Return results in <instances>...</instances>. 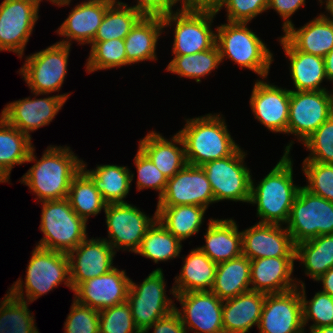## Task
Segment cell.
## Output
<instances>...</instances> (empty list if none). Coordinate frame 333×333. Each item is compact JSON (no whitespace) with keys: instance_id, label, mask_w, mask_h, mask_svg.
Returning a JSON list of instances; mask_svg holds the SVG:
<instances>
[{"instance_id":"1","label":"cell","mask_w":333,"mask_h":333,"mask_svg":"<svg viewBox=\"0 0 333 333\" xmlns=\"http://www.w3.org/2000/svg\"><path fill=\"white\" fill-rule=\"evenodd\" d=\"M33 146L28 162L35 164L21 177V184L28 186L38 202L63 199L68 196L73 178L81 171L83 160L68 146H48L40 160Z\"/></svg>"},{"instance_id":"2","label":"cell","mask_w":333,"mask_h":333,"mask_svg":"<svg viewBox=\"0 0 333 333\" xmlns=\"http://www.w3.org/2000/svg\"><path fill=\"white\" fill-rule=\"evenodd\" d=\"M287 144L284 154L276 166L258 184L251 180L250 204L257 205L259 223L286 225L291 207L301 186L293 182V160Z\"/></svg>"},{"instance_id":"3","label":"cell","mask_w":333,"mask_h":333,"mask_svg":"<svg viewBox=\"0 0 333 333\" xmlns=\"http://www.w3.org/2000/svg\"><path fill=\"white\" fill-rule=\"evenodd\" d=\"M220 114H207L186 119L178 131L184 147L187 164L202 166L207 162L232 155L240 146L235 143Z\"/></svg>"},{"instance_id":"4","label":"cell","mask_w":333,"mask_h":333,"mask_svg":"<svg viewBox=\"0 0 333 333\" xmlns=\"http://www.w3.org/2000/svg\"><path fill=\"white\" fill-rule=\"evenodd\" d=\"M248 23L228 22L215 30L216 45L221 62L231 59L241 69L247 68L257 73L262 79L267 78L273 62V53L267 45L247 27Z\"/></svg>"},{"instance_id":"5","label":"cell","mask_w":333,"mask_h":333,"mask_svg":"<svg viewBox=\"0 0 333 333\" xmlns=\"http://www.w3.org/2000/svg\"><path fill=\"white\" fill-rule=\"evenodd\" d=\"M62 282L72 290L68 255L36 246L26 269L25 281L20 277L9 292L18 299L32 303Z\"/></svg>"},{"instance_id":"6","label":"cell","mask_w":333,"mask_h":333,"mask_svg":"<svg viewBox=\"0 0 333 333\" xmlns=\"http://www.w3.org/2000/svg\"><path fill=\"white\" fill-rule=\"evenodd\" d=\"M38 247L68 254L88 237L87 222L72 209L68 198L43 201Z\"/></svg>"},{"instance_id":"7","label":"cell","mask_w":333,"mask_h":333,"mask_svg":"<svg viewBox=\"0 0 333 333\" xmlns=\"http://www.w3.org/2000/svg\"><path fill=\"white\" fill-rule=\"evenodd\" d=\"M286 229L295 245L320 235L333 234V202L302 186L292 204Z\"/></svg>"},{"instance_id":"8","label":"cell","mask_w":333,"mask_h":333,"mask_svg":"<svg viewBox=\"0 0 333 333\" xmlns=\"http://www.w3.org/2000/svg\"><path fill=\"white\" fill-rule=\"evenodd\" d=\"M246 154L238 148L228 157L201 166L211 184L215 203L223 200L250 202L252 176L244 163Z\"/></svg>"},{"instance_id":"9","label":"cell","mask_w":333,"mask_h":333,"mask_svg":"<svg viewBox=\"0 0 333 333\" xmlns=\"http://www.w3.org/2000/svg\"><path fill=\"white\" fill-rule=\"evenodd\" d=\"M163 275L162 269L157 268L140 285L131 279L127 302L134 323L141 333L175 310L174 300L167 298Z\"/></svg>"},{"instance_id":"10","label":"cell","mask_w":333,"mask_h":333,"mask_svg":"<svg viewBox=\"0 0 333 333\" xmlns=\"http://www.w3.org/2000/svg\"><path fill=\"white\" fill-rule=\"evenodd\" d=\"M217 13L189 11L181 7L162 18L163 27H172L174 55H189L212 48L216 44V32L212 22Z\"/></svg>"},{"instance_id":"11","label":"cell","mask_w":333,"mask_h":333,"mask_svg":"<svg viewBox=\"0 0 333 333\" xmlns=\"http://www.w3.org/2000/svg\"><path fill=\"white\" fill-rule=\"evenodd\" d=\"M71 46L55 44L26 57L19 70L31 92H59L67 74Z\"/></svg>"},{"instance_id":"12","label":"cell","mask_w":333,"mask_h":333,"mask_svg":"<svg viewBox=\"0 0 333 333\" xmlns=\"http://www.w3.org/2000/svg\"><path fill=\"white\" fill-rule=\"evenodd\" d=\"M108 239H105L115 250L136 252L147 230L157 220V211L152 218L141 212L135 205L125 203L107 204L104 210Z\"/></svg>"},{"instance_id":"13","label":"cell","mask_w":333,"mask_h":333,"mask_svg":"<svg viewBox=\"0 0 333 333\" xmlns=\"http://www.w3.org/2000/svg\"><path fill=\"white\" fill-rule=\"evenodd\" d=\"M331 91L290 89L287 134L297 136L302 143L328 120L333 115V90Z\"/></svg>"},{"instance_id":"14","label":"cell","mask_w":333,"mask_h":333,"mask_svg":"<svg viewBox=\"0 0 333 333\" xmlns=\"http://www.w3.org/2000/svg\"><path fill=\"white\" fill-rule=\"evenodd\" d=\"M39 0H3L0 4V51L24 55L39 18Z\"/></svg>"},{"instance_id":"15","label":"cell","mask_w":333,"mask_h":333,"mask_svg":"<svg viewBox=\"0 0 333 333\" xmlns=\"http://www.w3.org/2000/svg\"><path fill=\"white\" fill-rule=\"evenodd\" d=\"M181 310L175 307L187 333H224L223 301L212 291H192L175 294Z\"/></svg>"},{"instance_id":"16","label":"cell","mask_w":333,"mask_h":333,"mask_svg":"<svg viewBox=\"0 0 333 333\" xmlns=\"http://www.w3.org/2000/svg\"><path fill=\"white\" fill-rule=\"evenodd\" d=\"M32 93L35 98L28 97L7 103L0 115L29 138H31V132L52 122L70 96L68 93H63L36 99V96L47 95V93Z\"/></svg>"},{"instance_id":"17","label":"cell","mask_w":333,"mask_h":333,"mask_svg":"<svg viewBox=\"0 0 333 333\" xmlns=\"http://www.w3.org/2000/svg\"><path fill=\"white\" fill-rule=\"evenodd\" d=\"M215 203L211 184L201 166L186 164L167 180L157 206L196 205L208 208Z\"/></svg>"},{"instance_id":"18","label":"cell","mask_w":333,"mask_h":333,"mask_svg":"<svg viewBox=\"0 0 333 333\" xmlns=\"http://www.w3.org/2000/svg\"><path fill=\"white\" fill-rule=\"evenodd\" d=\"M258 328L259 333H304L299 288L266 294Z\"/></svg>"},{"instance_id":"19","label":"cell","mask_w":333,"mask_h":333,"mask_svg":"<svg viewBox=\"0 0 333 333\" xmlns=\"http://www.w3.org/2000/svg\"><path fill=\"white\" fill-rule=\"evenodd\" d=\"M67 255L72 291L80 283L104 275L115 268L113 258L116 250L103 238L87 237Z\"/></svg>"},{"instance_id":"20","label":"cell","mask_w":333,"mask_h":333,"mask_svg":"<svg viewBox=\"0 0 333 333\" xmlns=\"http://www.w3.org/2000/svg\"><path fill=\"white\" fill-rule=\"evenodd\" d=\"M131 279L125 270L115 267L110 272L80 283L74 299L95 310H103L127 301Z\"/></svg>"},{"instance_id":"21","label":"cell","mask_w":333,"mask_h":333,"mask_svg":"<svg viewBox=\"0 0 333 333\" xmlns=\"http://www.w3.org/2000/svg\"><path fill=\"white\" fill-rule=\"evenodd\" d=\"M255 118L274 133L287 134L290 90L256 80L250 97Z\"/></svg>"},{"instance_id":"22","label":"cell","mask_w":333,"mask_h":333,"mask_svg":"<svg viewBox=\"0 0 333 333\" xmlns=\"http://www.w3.org/2000/svg\"><path fill=\"white\" fill-rule=\"evenodd\" d=\"M241 233L242 255L250 260L295 257V244L283 225L258 222Z\"/></svg>"},{"instance_id":"23","label":"cell","mask_w":333,"mask_h":333,"mask_svg":"<svg viewBox=\"0 0 333 333\" xmlns=\"http://www.w3.org/2000/svg\"><path fill=\"white\" fill-rule=\"evenodd\" d=\"M115 0H85L72 8L71 13L57 29L60 36L66 37L59 43L71 46V41L78 44H90L94 39L108 7Z\"/></svg>"},{"instance_id":"24","label":"cell","mask_w":333,"mask_h":333,"mask_svg":"<svg viewBox=\"0 0 333 333\" xmlns=\"http://www.w3.org/2000/svg\"><path fill=\"white\" fill-rule=\"evenodd\" d=\"M295 257L250 260L251 290L264 294L282 293L298 287L291 277ZM295 282V283H294Z\"/></svg>"},{"instance_id":"25","label":"cell","mask_w":333,"mask_h":333,"mask_svg":"<svg viewBox=\"0 0 333 333\" xmlns=\"http://www.w3.org/2000/svg\"><path fill=\"white\" fill-rule=\"evenodd\" d=\"M138 148L167 179L173 177L187 164L184 143L178 133L169 140L161 134L151 131L139 141Z\"/></svg>"},{"instance_id":"26","label":"cell","mask_w":333,"mask_h":333,"mask_svg":"<svg viewBox=\"0 0 333 333\" xmlns=\"http://www.w3.org/2000/svg\"><path fill=\"white\" fill-rule=\"evenodd\" d=\"M204 238L206 245L198 248L216 264L242 255V233L232 218H210Z\"/></svg>"},{"instance_id":"27","label":"cell","mask_w":333,"mask_h":333,"mask_svg":"<svg viewBox=\"0 0 333 333\" xmlns=\"http://www.w3.org/2000/svg\"><path fill=\"white\" fill-rule=\"evenodd\" d=\"M266 294L248 291L223 301L222 322L224 333H249L259 326Z\"/></svg>"},{"instance_id":"28","label":"cell","mask_w":333,"mask_h":333,"mask_svg":"<svg viewBox=\"0 0 333 333\" xmlns=\"http://www.w3.org/2000/svg\"><path fill=\"white\" fill-rule=\"evenodd\" d=\"M279 38L290 61L289 68L295 91L327 90L321 86L323 80H327L324 58L298 51L284 36Z\"/></svg>"},{"instance_id":"29","label":"cell","mask_w":333,"mask_h":333,"mask_svg":"<svg viewBox=\"0 0 333 333\" xmlns=\"http://www.w3.org/2000/svg\"><path fill=\"white\" fill-rule=\"evenodd\" d=\"M183 263L179 276L175 277L176 286L173 285L170 294L211 291L217 264L198 247L190 251Z\"/></svg>"},{"instance_id":"30","label":"cell","mask_w":333,"mask_h":333,"mask_svg":"<svg viewBox=\"0 0 333 333\" xmlns=\"http://www.w3.org/2000/svg\"><path fill=\"white\" fill-rule=\"evenodd\" d=\"M292 24L283 36L298 50L325 57L333 48V23L321 14L301 28Z\"/></svg>"},{"instance_id":"31","label":"cell","mask_w":333,"mask_h":333,"mask_svg":"<svg viewBox=\"0 0 333 333\" xmlns=\"http://www.w3.org/2000/svg\"><path fill=\"white\" fill-rule=\"evenodd\" d=\"M163 28L162 18L143 16L124 38L127 61L135 64L157 60V42Z\"/></svg>"},{"instance_id":"32","label":"cell","mask_w":333,"mask_h":333,"mask_svg":"<svg viewBox=\"0 0 333 333\" xmlns=\"http://www.w3.org/2000/svg\"><path fill=\"white\" fill-rule=\"evenodd\" d=\"M81 170L92 180L107 204L125 203L134 177L127 166L97 165L96 169L87 170L83 163Z\"/></svg>"},{"instance_id":"33","label":"cell","mask_w":333,"mask_h":333,"mask_svg":"<svg viewBox=\"0 0 333 333\" xmlns=\"http://www.w3.org/2000/svg\"><path fill=\"white\" fill-rule=\"evenodd\" d=\"M250 259L244 255L217 264L211 291L222 301L251 290Z\"/></svg>"},{"instance_id":"34","label":"cell","mask_w":333,"mask_h":333,"mask_svg":"<svg viewBox=\"0 0 333 333\" xmlns=\"http://www.w3.org/2000/svg\"><path fill=\"white\" fill-rule=\"evenodd\" d=\"M206 209L196 205L157 206V220L182 242L199 232Z\"/></svg>"},{"instance_id":"35","label":"cell","mask_w":333,"mask_h":333,"mask_svg":"<svg viewBox=\"0 0 333 333\" xmlns=\"http://www.w3.org/2000/svg\"><path fill=\"white\" fill-rule=\"evenodd\" d=\"M295 260L314 281L333 267V234L320 235L295 245Z\"/></svg>"},{"instance_id":"36","label":"cell","mask_w":333,"mask_h":333,"mask_svg":"<svg viewBox=\"0 0 333 333\" xmlns=\"http://www.w3.org/2000/svg\"><path fill=\"white\" fill-rule=\"evenodd\" d=\"M142 17L132 6L115 0L108 7L92 41L124 39Z\"/></svg>"},{"instance_id":"37","label":"cell","mask_w":333,"mask_h":333,"mask_svg":"<svg viewBox=\"0 0 333 333\" xmlns=\"http://www.w3.org/2000/svg\"><path fill=\"white\" fill-rule=\"evenodd\" d=\"M32 138L0 117V166L9 174L14 165H21L28 160L33 147Z\"/></svg>"},{"instance_id":"38","label":"cell","mask_w":333,"mask_h":333,"mask_svg":"<svg viewBox=\"0 0 333 333\" xmlns=\"http://www.w3.org/2000/svg\"><path fill=\"white\" fill-rule=\"evenodd\" d=\"M67 198L72 209L86 222L90 216L105 210L107 205L92 180L82 170L71 181Z\"/></svg>"},{"instance_id":"39","label":"cell","mask_w":333,"mask_h":333,"mask_svg":"<svg viewBox=\"0 0 333 333\" xmlns=\"http://www.w3.org/2000/svg\"><path fill=\"white\" fill-rule=\"evenodd\" d=\"M181 250L182 242L156 220L147 230L135 253L158 263L178 257Z\"/></svg>"},{"instance_id":"40","label":"cell","mask_w":333,"mask_h":333,"mask_svg":"<svg viewBox=\"0 0 333 333\" xmlns=\"http://www.w3.org/2000/svg\"><path fill=\"white\" fill-rule=\"evenodd\" d=\"M221 57L217 45L205 51L189 55H174L166 67L167 72L177 74L179 77L195 79L198 83L201 78L218 68Z\"/></svg>"},{"instance_id":"41","label":"cell","mask_w":333,"mask_h":333,"mask_svg":"<svg viewBox=\"0 0 333 333\" xmlns=\"http://www.w3.org/2000/svg\"><path fill=\"white\" fill-rule=\"evenodd\" d=\"M0 303V333H39L29 302L7 292ZM33 314V315H32Z\"/></svg>"},{"instance_id":"42","label":"cell","mask_w":333,"mask_h":333,"mask_svg":"<svg viewBox=\"0 0 333 333\" xmlns=\"http://www.w3.org/2000/svg\"><path fill=\"white\" fill-rule=\"evenodd\" d=\"M90 55L86 63V71L89 73L131 65L126 59L124 39H112L108 41H92Z\"/></svg>"},{"instance_id":"43","label":"cell","mask_w":333,"mask_h":333,"mask_svg":"<svg viewBox=\"0 0 333 333\" xmlns=\"http://www.w3.org/2000/svg\"><path fill=\"white\" fill-rule=\"evenodd\" d=\"M302 300V313L304 328L313 320L314 324L310 329L333 325V297L324 292L318 291L311 300L306 299L305 284L296 281ZM301 283V286L299 285Z\"/></svg>"},{"instance_id":"44","label":"cell","mask_w":333,"mask_h":333,"mask_svg":"<svg viewBox=\"0 0 333 333\" xmlns=\"http://www.w3.org/2000/svg\"><path fill=\"white\" fill-rule=\"evenodd\" d=\"M302 144L310 151L303 162L333 164V115Z\"/></svg>"},{"instance_id":"45","label":"cell","mask_w":333,"mask_h":333,"mask_svg":"<svg viewBox=\"0 0 333 333\" xmlns=\"http://www.w3.org/2000/svg\"><path fill=\"white\" fill-rule=\"evenodd\" d=\"M302 171L308 184L303 186L310 193L333 202V164L303 162Z\"/></svg>"},{"instance_id":"46","label":"cell","mask_w":333,"mask_h":333,"mask_svg":"<svg viewBox=\"0 0 333 333\" xmlns=\"http://www.w3.org/2000/svg\"><path fill=\"white\" fill-rule=\"evenodd\" d=\"M100 333H141L136 327L128 302L99 311Z\"/></svg>"},{"instance_id":"47","label":"cell","mask_w":333,"mask_h":333,"mask_svg":"<svg viewBox=\"0 0 333 333\" xmlns=\"http://www.w3.org/2000/svg\"><path fill=\"white\" fill-rule=\"evenodd\" d=\"M134 164L138 173L136 189H154L158 191L159 199L165 191L168 179L139 148L134 157Z\"/></svg>"},{"instance_id":"48","label":"cell","mask_w":333,"mask_h":333,"mask_svg":"<svg viewBox=\"0 0 333 333\" xmlns=\"http://www.w3.org/2000/svg\"><path fill=\"white\" fill-rule=\"evenodd\" d=\"M70 313L64 323V333H100L99 311L73 299Z\"/></svg>"},{"instance_id":"49","label":"cell","mask_w":333,"mask_h":333,"mask_svg":"<svg viewBox=\"0 0 333 333\" xmlns=\"http://www.w3.org/2000/svg\"><path fill=\"white\" fill-rule=\"evenodd\" d=\"M269 0H226L227 22L249 23L268 10Z\"/></svg>"},{"instance_id":"50","label":"cell","mask_w":333,"mask_h":333,"mask_svg":"<svg viewBox=\"0 0 333 333\" xmlns=\"http://www.w3.org/2000/svg\"><path fill=\"white\" fill-rule=\"evenodd\" d=\"M178 2V0H137V4L132 7L142 16L163 18L175 12L172 7Z\"/></svg>"},{"instance_id":"51","label":"cell","mask_w":333,"mask_h":333,"mask_svg":"<svg viewBox=\"0 0 333 333\" xmlns=\"http://www.w3.org/2000/svg\"><path fill=\"white\" fill-rule=\"evenodd\" d=\"M305 0H269L267 9H274L283 19L282 29L285 32L293 23L290 17L300 7L305 6Z\"/></svg>"},{"instance_id":"52","label":"cell","mask_w":333,"mask_h":333,"mask_svg":"<svg viewBox=\"0 0 333 333\" xmlns=\"http://www.w3.org/2000/svg\"><path fill=\"white\" fill-rule=\"evenodd\" d=\"M152 328L154 330L153 333H187L180 316L175 310L157 320L143 333H149V330Z\"/></svg>"},{"instance_id":"53","label":"cell","mask_w":333,"mask_h":333,"mask_svg":"<svg viewBox=\"0 0 333 333\" xmlns=\"http://www.w3.org/2000/svg\"><path fill=\"white\" fill-rule=\"evenodd\" d=\"M226 0H186L181 7L189 11L217 13L222 9Z\"/></svg>"},{"instance_id":"54","label":"cell","mask_w":333,"mask_h":333,"mask_svg":"<svg viewBox=\"0 0 333 333\" xmlns=\"http://www.w3.org/2000/svg\"><path fill=\"white\" fill-rule=\"evenodd\" d=\"M316 282H322L323 284V290L321 292H324L326 294H329L331 297H333V267L330 268L326 273L321 275Z\"/></svg>"},{"instance_id":"55","label":"cell","mask_w":333,"mask_h":333,"mask_svg":"<svg viewBox=\"0 0 333 333\" xmlns=\"http://www.w3.org/2000/svg\"><path fill=\"white\" fill-rule=\"evenodd\" d=\"M324 62H325V74L327 77V81L329 80L333 83V48L324 57Z\"/></svg>"},{"instance_id":"56","label":"cell","mask_w":333,"mask_h":333,"mask_svg":"<svg viewBox=\"0 0 333 333\" xmlns=\"http://www.w3.org/2000/svg\"><path fill=\"white\" fill-rule=\"evenodd\" d=\"M326 4H325V9L328 13H330L329 17L327 16V14L325 15L324 13H321V15L329 22L333 23V0H325Z\"/></svg>"},{"instance_id":"57","label":"cell","mask_w":333,"mask_h":333,"mask_svg":"<svg viewBox=\"0 0 333 333\" xmlns=\"http://www.w3.org/2000/svg\"><path fill=\"white\" fill-rule=\"evenodd\" d=\"M310 333H333V325L310 329Z\"/></svg>"},{"instance_id":"58","label":"cell","mask_w":333,"mask_h":333,"mask_svg":"<svg viewBox=\"0 0 333 333\" xmlns=\"http://www.w3.org/2000/svg\"><path fill=\"white\" fill-rule=\"evenodd\" d=\"M10 174L2 167L0 166V183H7L9 182Z\"/></svg>"},{"instance_id":"59","label":"cell","mask_w":333,"mask_h":333,"mask_svg":"<svg viewBox=\"0 0 333 333\" xmlns=\"http://www.w3.org/2000/svg\"><path fill=\"white\" fill-rule=\"evenodd\" d=\"M40 2L42 0H39ZM50 2H52V4H55L57 5L58 7H61V6H65V5H70L71 3V0H49Z\"/></svg>"},{"instance_id":"60","label":"cell","mask_w":333,"mask_h":333,"mask_svg":"<svg viewBox=\"0 0 333 333\" xmlns=\"http://www.w3.org/2000/svg\"><path fill=\"white\" fill-rule=\"evenodd\" d=\"M180 3H181V5L186 1V0H178Z\"/></svg>"},{"instance_id":"61","label":"cell","mask_w":333,"mask_h":333,"mask_svg":"<svg viewBox=\"0 0 333 333\" xmlns=\"http://www.w3.org/2000/svg\"><path fill=\"white\" fill-rule=\"evenodd\" d=\"M319 1H320V4H321V5H322L323 3H325V2H323L324 0H323V1H322V0H319Z\"/></svg>"}]
</instances>
